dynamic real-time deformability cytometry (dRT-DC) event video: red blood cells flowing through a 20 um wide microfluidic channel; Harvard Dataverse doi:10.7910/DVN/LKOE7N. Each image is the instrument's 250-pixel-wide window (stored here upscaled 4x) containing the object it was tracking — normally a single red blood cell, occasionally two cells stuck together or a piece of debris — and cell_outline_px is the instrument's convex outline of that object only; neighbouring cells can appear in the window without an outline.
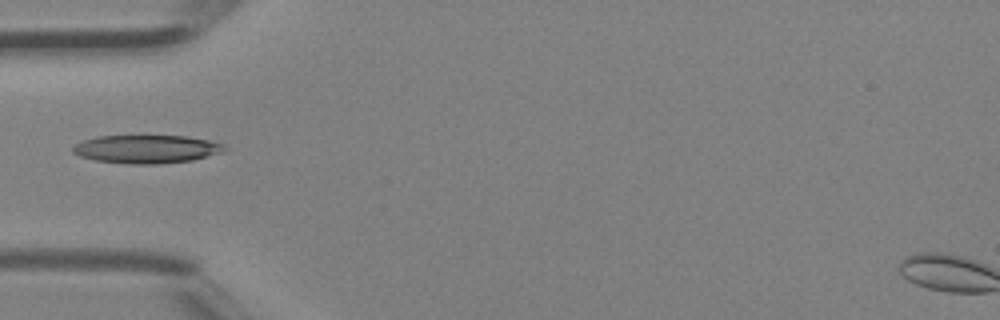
{"species": "Egyptian fruit bat (a non-hibernating species)", "species_latin": "Rousettus aegyptiacus", "temperature_condition": "room temperature", "stored_images_in_passage": 2, "camera_frame_rate_fps": 3000, "um_per_image_px": 0.085, "animal": {"sex": "female"}, "frame": {"image": 1, "passage_image": 2, "time_ms": 0.333, "image_size_px": [1000, 320], "cell_outline_px": [[228, 148], [224, 152], [192, 160], [160, 164], [132, 164], [96, 160], [80, 156], [72, 152], [72, 148], [76, 144], [84, 140], [96, 136], [188, 136], [208, 140], [224, 144]], "centroid_in_image_um": [12.49, 12.67], "position_along_channel_um": 72.5, "area_um2": 24.97}}